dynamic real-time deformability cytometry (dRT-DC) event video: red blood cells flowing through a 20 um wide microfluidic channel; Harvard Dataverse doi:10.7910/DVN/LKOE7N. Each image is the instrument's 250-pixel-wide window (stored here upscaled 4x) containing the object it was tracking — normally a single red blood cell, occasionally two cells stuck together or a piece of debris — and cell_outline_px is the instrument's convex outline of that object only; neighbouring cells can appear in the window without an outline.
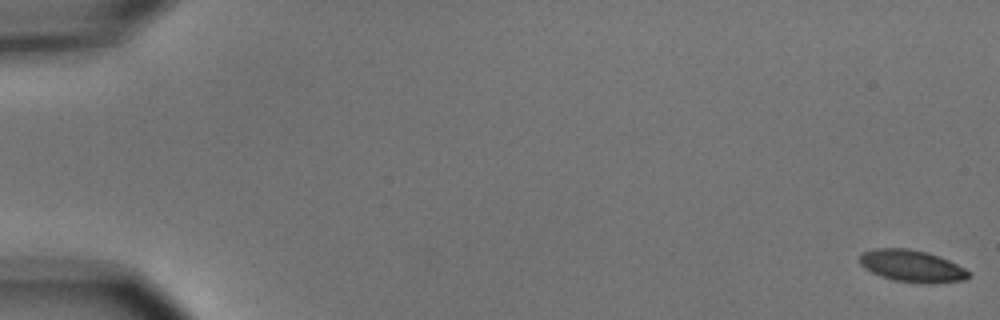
{"species": "common noctule bat (a hibernating species)", "species_latin": "Nyctalus noctula", "temperature_condition": "cold", "stored_images_in_passage": 8, "camera_frame_rate_fps": 3000, "um_per_image_px": 0.085, "animal": {"sex": "male", "body_mass_g": 15.6}, "frame": {"image": 1, "passage_image": 1, "time_ms": 0.0, "image_size_px": [1000, 320], "cell_outline_px": [[972, 276], [964, 280], [932, 284], [892, 280], [880, 276], [864, 268], [860, 264], [860, 252], [876, 248], [908, 248], [928, 252], [948, 260], [964, 268]], "centroid_in_image_um": [77.49, 22.61], "position_along_channel_um": 7.5, "area_um2": 20.4}}
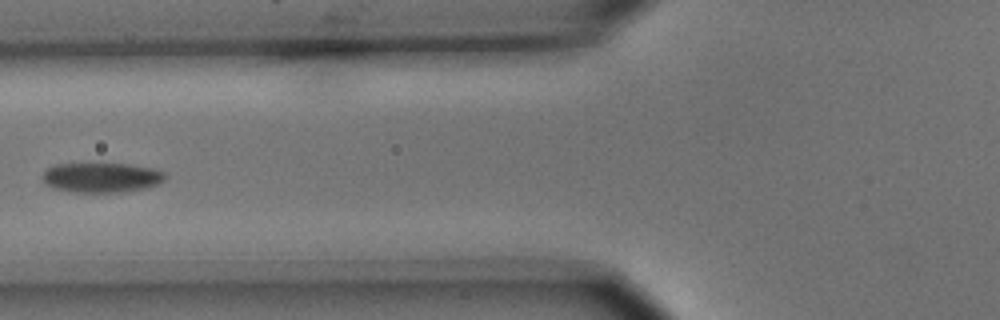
{"frame": {"image": 2, "passage_image": 7, "time_ms": 7.333, "image_size_px": [1000, 320], "cell_outline_px": [[164, 180], [148, 188], [124, 192], [72, 192], [52, 188], [44, 184], [40, 176], [48, 168], [56, 164], [128, 164], [152, 168], [164, 172]], "centroid_in_image_um": [8.58, 15.1], "position_along_channel_um": 117.2, "area_um2": 21.39}}
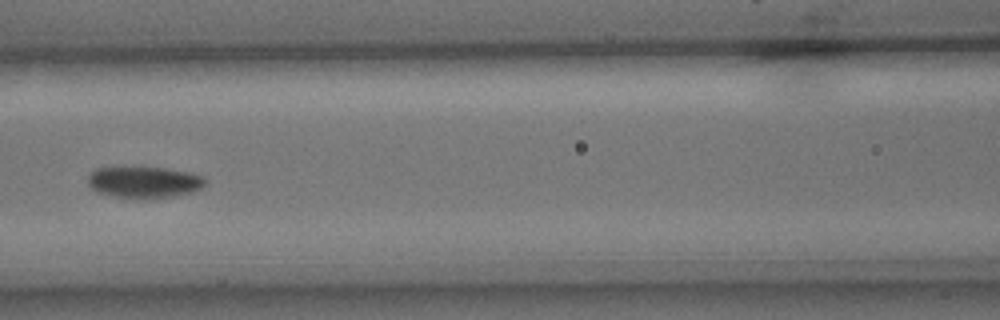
{"frame": {"image": 3, "passage_image": 8, "time_ms": 8.333, "image_size_px": [1000, 320], "cell_outline_px": [[204, 184], [200, 188], [192, 192], [176, 196], [148, 200], [140, 200], [112, 196], [96, 192], [88, 184], [88, 176], [96, 168], [164, 168], [192, 172], [204, 176]], "centroid_in_image_um": [12.26, 15.52], "position_along_channel_um": 154.3, "area_um2": 21.79}}